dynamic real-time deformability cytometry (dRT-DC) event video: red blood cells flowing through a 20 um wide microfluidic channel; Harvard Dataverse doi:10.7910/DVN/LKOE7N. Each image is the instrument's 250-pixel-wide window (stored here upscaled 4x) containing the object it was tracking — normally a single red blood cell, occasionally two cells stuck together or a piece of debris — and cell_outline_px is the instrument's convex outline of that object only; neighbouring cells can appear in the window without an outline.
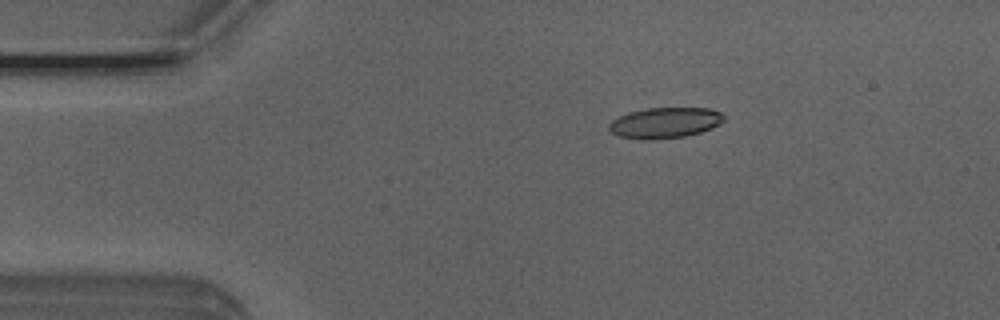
{"species": "Egyptian fruit bat (a non-hibernating species)", "species_latin": "Rousettus aegyptiacus", "temperature_condition": "room temperature", "stored_images_in_passage": 45, "camera_frame_rate_fps": 3000, "um_per_image_px": 0.085, "animal": {"sex": "male"}, "frame": {"image": 1, "passage_image": 2, "time_ms": 0.333, "image_size_px": [1000, 320], "cell_outline_px": [[724, 120], [720, 124], [712, 128], [700, 132], [684, 136], [652, 140], [640, 140], [620, 136], [612, 132], [608, 128], [608, 124], [612, 120], [628, 112], [648, 108], [708, 108], [720, 112], [724, 116]], "centroid_in_image_um": [56.51, 10.44], "position_along_channel_um": 28.5, "area_um2": 20.58}}
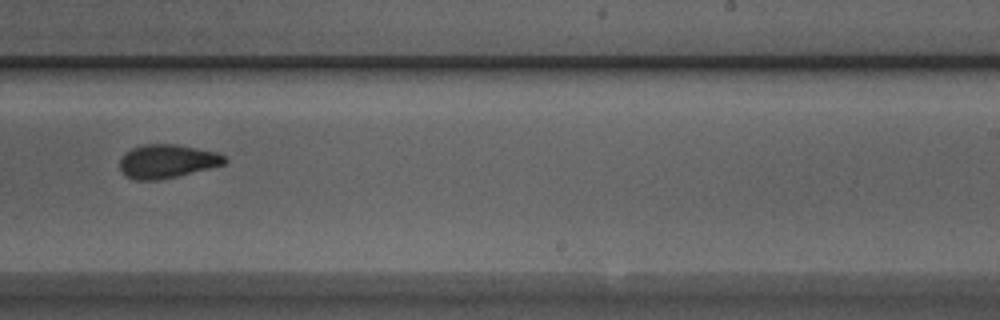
{"frame": {"image": 2, "passage_image": 25, "time_ms": 8.0, "image_size_px": [1000, 320], "cell_outline_px": [[228, 160], [224, 164], [176, 176], [156, 180], [132, 180], [120, 172], [120, 160], [124, 152], [132, 148], [144, 144], [176, 144], [216, 152], [224, 156]], "centroid_in_image_um": [14.14, 13.7], "position_along_channel_um": 274.9, "area_um2": 20.46}}
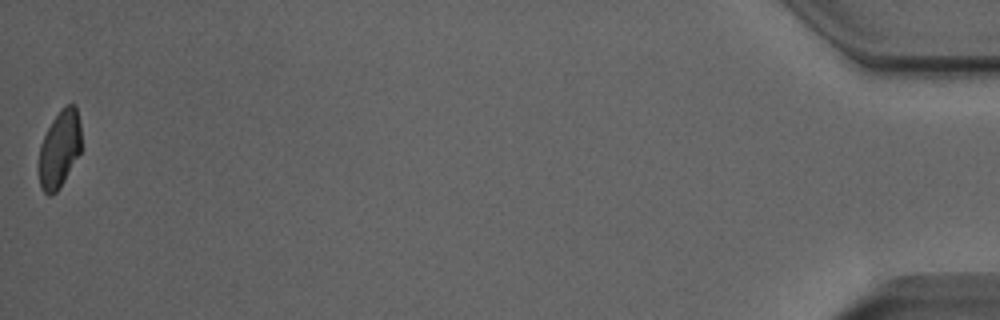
{"frame": {"image": 3, "passage_image": 45, "time_ms": 14.667, "image_size_px": [1000, 320], "cell_outline_px": [[80, 152], [60, 188], [56, 192], [48, 196], [40, 188], [40, 144], [52, 120], [68, 104], [76, 104], [80, 124]], "centroid_in_image_um": [5.06, 12.69], "position_along_channel_um": 430.1, "area_um2": 18.67}, "authors_computed_cell_mechanics": {"area_um2": 20.5768, "velocity_mm_per_s": 3.9024, "shape_relaxation_time_tau1_ms": 8.1765, "shape_relaxation_time_tau2_ms": 2.799, "deformation_change_tau1": 0.1888, "deformation_change_tau2": 0.0856}}